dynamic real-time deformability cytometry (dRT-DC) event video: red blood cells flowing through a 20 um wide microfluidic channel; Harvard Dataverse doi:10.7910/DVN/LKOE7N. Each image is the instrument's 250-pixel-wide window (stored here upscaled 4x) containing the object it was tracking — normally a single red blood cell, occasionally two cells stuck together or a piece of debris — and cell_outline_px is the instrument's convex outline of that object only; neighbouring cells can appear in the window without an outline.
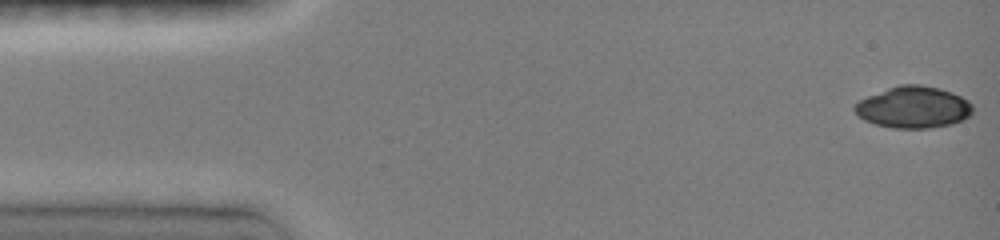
{"species": "common noctule bat (a hibernating species)", "species_latin": "Nyctalus noctula", "temperature_condition": "room temperature", "stored_images_in_passage": 46, "camera_frame_rate_fps": 3000, "um_per_image_px": 0.085, "animal": {"sex": "female", "body_mass_g": 19.0, "forearm_length_mm": 51.5}, "frame": {"image": 1, "passage_image": 1, "time_ms": 0.0, "image_size_px": [1000, 240], "cell_outline_px": [[972, 112], [964, 120], [952, 124], [924, 128], [896, 128], [876, 124], [864, 120], [852, 108], [860, 100], [868, 96], [888, 88], [900, 84], [920, 84], [940, 88], [952, 92], [968, 100], [972, 104]], "centroid_in_image_um": [77.66, 9.1], "position_along_channel_um": 7.3, "area_um2": 28.5}}